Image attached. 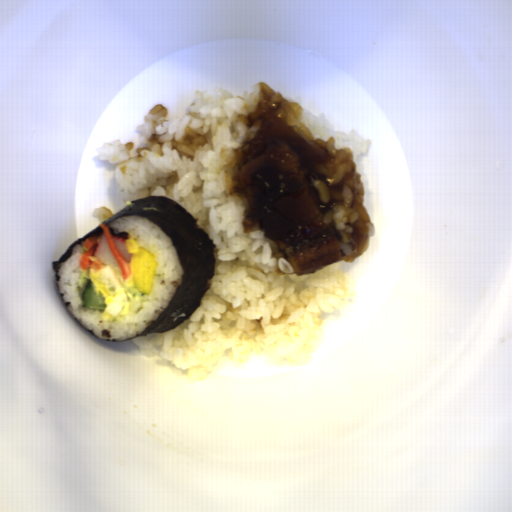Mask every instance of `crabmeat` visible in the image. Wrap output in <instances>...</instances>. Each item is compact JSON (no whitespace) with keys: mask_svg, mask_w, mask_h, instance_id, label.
I'll use <instances>...</instances> for the list:
<instances>
[{"mask_svg":"<svg viewBox=\"0 0 512 512\" xmlns=\"http://www.w3.org/2000/svg\"><path fill=\"white\" fill-rule=\"evenodd\" d=\"M93 255L95 256L96 259L101 261L103 264L120 268L118 261L114 257V255L107 243L104 233H101L97 237V242H96L95 249L93 251Z\"/></svg>","mask_w":512,"mask_h":512,"instance_id":"obj_1","label":"crabmeat"},{"mask_svg":"<svg viewBox=\"0 0 512 512\" xmlns=\"http://www.w3.org/2000/svg\"><path fill=\"white\" fill-rule=\"evenodd\" d=\"M112 239H113V242L115 244V246L118 248V250L121 252V254L124 256V258L126 259L127 263H129L131 261V256H132V253H129L127 247H126V238L127 236H117V235H112Z\"/></svg>","mask_w":512,"mask_h":512,"instance_id":"obj_2","label":"crabmeat"}]
</instances>
